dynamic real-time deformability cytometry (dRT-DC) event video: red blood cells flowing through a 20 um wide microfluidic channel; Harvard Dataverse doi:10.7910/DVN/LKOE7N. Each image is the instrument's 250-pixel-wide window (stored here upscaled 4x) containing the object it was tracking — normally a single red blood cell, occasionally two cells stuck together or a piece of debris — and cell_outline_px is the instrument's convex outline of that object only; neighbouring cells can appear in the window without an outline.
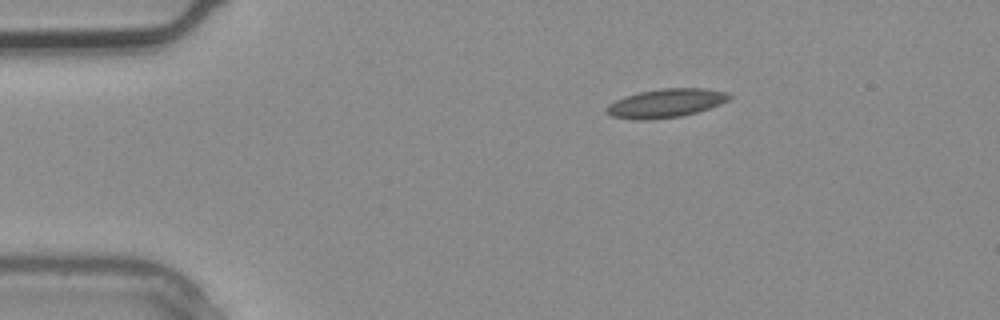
{"species": "common noctule bat (a hibernating species)", "species_latin": "Nyctalus noctula", "temperature_condition": "warm", "stored_images_in_passage": 2, "camera_frame_rate_fps": 3000, "um_per_image_px": 0.085, "animal": {"sex": "male", "body_mass_g": 20.4}, "frame": {"image": 1, "passage_image": 1, "time_ms": 0.0, "image_size_px": [1000, 320], "cell_outline_px": [[732, 96], [728, 100], [720, 104], [696, 112], [680, 116], [652, 120], [640, 120], [612, 116], [604, 112], [604, 108], [608, 104], [624, 96], [640, 92], [660, 88], [704, 88], [728, 92]], "centroid_in_image_um": [56.57, 8.76], "position_along_channel_um": 28.4, "area_um2": 20.58}}